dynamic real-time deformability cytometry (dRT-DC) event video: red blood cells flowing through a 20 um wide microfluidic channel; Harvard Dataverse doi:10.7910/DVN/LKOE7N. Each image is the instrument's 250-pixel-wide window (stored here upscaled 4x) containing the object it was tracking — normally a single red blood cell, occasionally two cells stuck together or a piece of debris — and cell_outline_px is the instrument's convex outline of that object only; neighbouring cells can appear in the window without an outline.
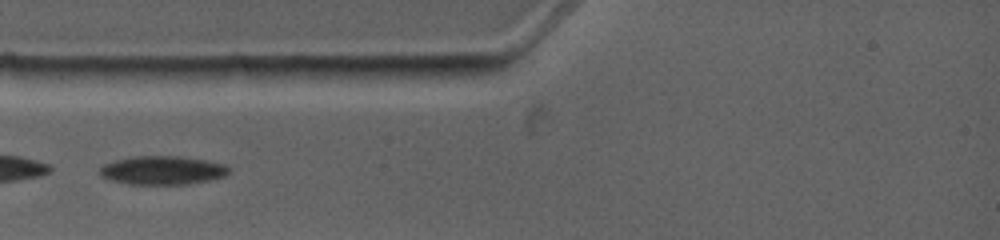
{"species": "common noctule bat (a hibernating species)", "species_latin": "Nyctalus noctula", "temperature_condition": "warm", "stored_images_in_passage": 3, "camera_frame_rate_fps": 4500, "um_per_image_px": 0.085, "animal": {"sex": "female", "body_mass_g": 19.0, "forearm_length_mm": 53.3}, "frame": {"image": 1, "passage_image": 1, "time_ms": 0.0, "image_size_px": [1000, 240], "cell_outline_px": [[232, 168], [224, 176], [208, 180], [188, 184], [128, 184], [108, 180], [100, 176], [96, 172], [104, 164], [116, 160], [132, 156], [180, 156], [208, 160], [224, 164]], "centroid_in_image_um": [13.77, 14.47], "position_along_channel_um": 71.2, "area_um2": 21.79}}
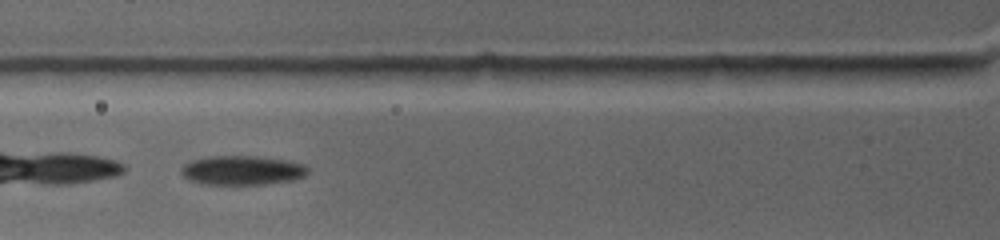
{"frame": {"image": 2, "passage_image": 2, "time_ms": 0.889, "image_size_px": [1000, 240], "cell_outline_px": [[308, 172], [304, 176], [292, 180], [268, 184], [200, 184], [188, 180], [180, 172], [180, 168], [184, 164], [192, 160], [208, 156], [256, 156], [288, 160], [304, 164], [308, 168]], "centroid_in_image_um": [20.56, 14.47], "position_along_channel_um": 105.2, "area_um2": 21.79}}